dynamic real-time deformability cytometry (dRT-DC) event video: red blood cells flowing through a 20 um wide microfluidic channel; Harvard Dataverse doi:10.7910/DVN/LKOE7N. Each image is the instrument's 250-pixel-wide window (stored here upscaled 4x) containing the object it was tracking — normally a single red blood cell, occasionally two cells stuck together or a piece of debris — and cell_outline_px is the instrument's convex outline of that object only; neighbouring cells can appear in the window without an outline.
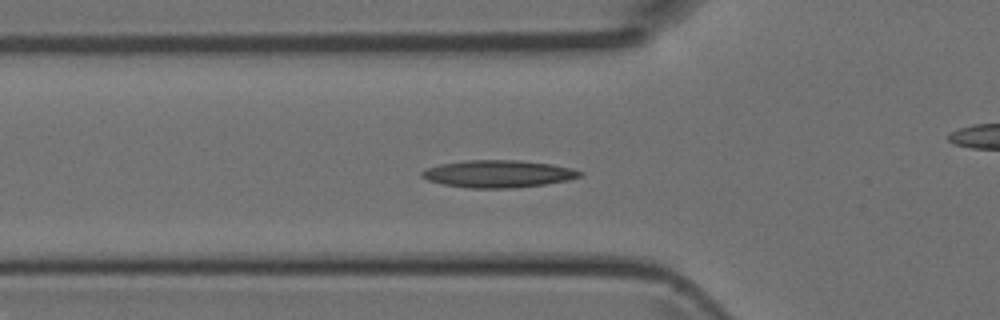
{"species": "Egyptian fruit bat (a non-hibernating species)", "species_latin": "Rousettus aegyptiacus", "temperature_condition": "room temperature", "stored_images_in_passage": 36, "camera_frame_rate_fps": 3000, "um_per_image_px": 0.085, "animal": {"sex": "female"}, "frame": {"image": 1, "passage_image": 6, "time_ms": 1.667, "image_size_px": [1000, 320], "cell_outline_px": [[584, 176], [568, 180], [544, 184], [512, 188], [468, 188], [444, 184], [428, 180], [420, 176], [420, 172], [424, 168], [440, 164], [464, 160], [520, 160], [552, 164], [572, 168], [584, 172]], "centroid_in_image_um": [42.35, 14.77], "position_along_channel_um": 83.5, "area_um2": 25.37}}
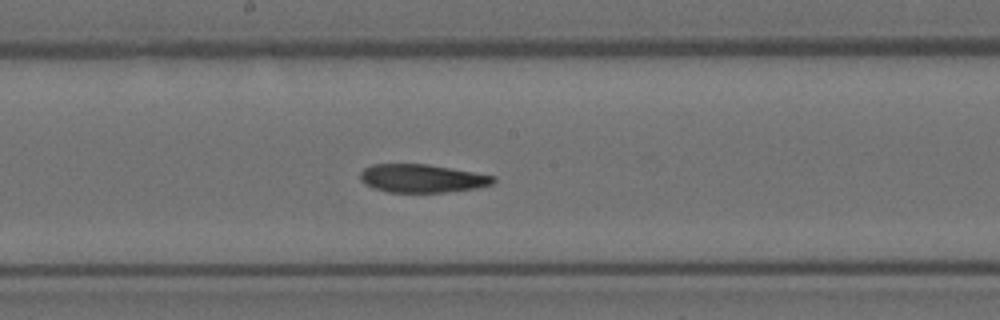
{"frame": {"image": 2, "passage_image": 15, "time_ms": 4.667, "image_size_px": [1000, 320], "cell_outline_px": [[496, 180], [492, 184], [480, 188], [444, 192], [388, 192], [372, 188], [364, 184], [360, 180], [360, 172], [364, 168], [372, 164], [428, 164], [496, 176]], "centroid_in_image_um": [35.87, 15.16], "position_along_channel_um": 212.3, "area_um2": 22.08}}
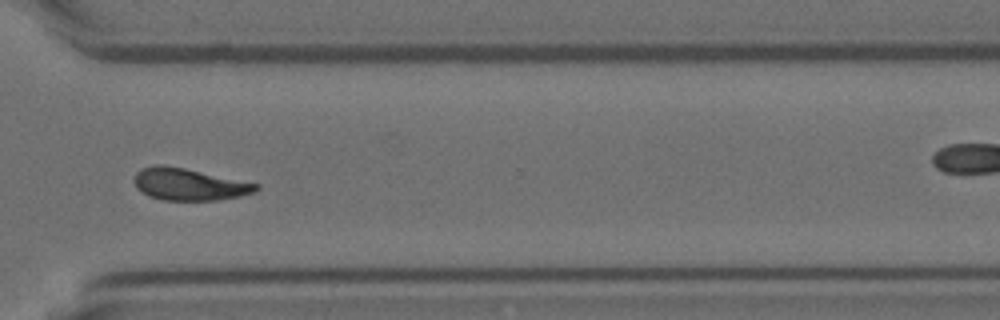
{"frame": {"image": 3, "passage_image": 25, "time_ms": 8.0, "image_size_px": [1000, 320], "cell_outline_px": [[260, 188], [256, 192], [240, 196], [216, 200], [164, 200], [148, 196], [140, 192], [136, 188], [132, 180], [136, 172], [140, 168], [156, 164], [160, 164], [184, 168], [260, 184]], "centroid_in_image_um": [16.03, 15.66], "position_along_channel_um": 354.6, "area_um2": 22.95}}